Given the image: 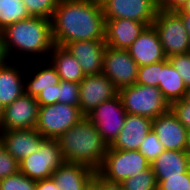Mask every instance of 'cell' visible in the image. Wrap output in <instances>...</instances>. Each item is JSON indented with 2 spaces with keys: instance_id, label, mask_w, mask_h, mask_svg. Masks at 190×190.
<instances>
[{
  "instance_id": "obj_25",
  "label": "cell",
  "mask_w": 190,
  "mask_h": 190,
  "mask_svg": "<svg viewBox=\"0 0 190 190\" xmlns=\"http://www.w3.org/2000/svg\"><path fill=\"white\" fill-rule=\"evenodd\" d=\"M158 88L164 99L171 105L181 100L187 91L182 77L170 63L168 58L162 61L161 76Z\"/></svg>"
},
{
  "instance_id": "obj_18",
  "label": "cell",
  "mask_w": 190,
  "mask_h": 190,
  "mask_svg": "<svg viewBox=\"0 0 190 190\" xmlns=\"http://www.w3.org/2000/svg\"><path fill=\"white\" fill-rule=\"evenodd\" d=\"M26 63L8 61L0 68V105L4 108L25 93Z\"/></svg>"
},
{
  "instance_id": "obj_23",
  "label": "cell",
  "mask_w": 190,
  "mask_h": 190,
  "mask_svg": "<svg viewBox=\"0 0 190 190\" xmlns=\"http://www.w3.org/2000/svg\"><path fill=\"white\" fill-rule=\"evenodd\" d=\"M150 166L158 183L161 179L186 173L190 169V160L185 151L164 150Z\"/></svg>"
},
{
  "instance_id": "obj_11",
  "label": "cell",
  "mask_w": 190,
  "mask_h": 190,
  "mask_svg": "<svg viewBox=\"0 0 190 190\" xmlns=\"http://www.w3.org/2000/svg\"><path fill=\"white\" fill-rule=\"evenodd\" d=\"M104 19L127 18L151 26L159 5L154 0H106L102 5Z\"/></svg>"
},
{
  "instance_id": "obj_8",
  "label": "cell",
  "mask_w": 190,
  "mask_h": 190,
  "mask_svg": "<svg viewBox=\"0 0 190 190\" xmlns=\"http://www.w3.org/2000/svg\"><path fill=\"white\" fill-rule=\"evenodd\" d=\"M64 163L57 139L44 138L39 149L19 162V171L38 181L51 177L52 173Z\"/></svg>"
},
{
  "instance_id": "obj_22",
  "label": "cell",
  "mask_w": 190,
  "mask_h": 190,
  "mask_svg": "<svg viewBox=\"0 0 190 190\" xmlns=\"http://www.w3.org/2000/svg\"><path fill=\"white\" fill-rule=\"evenodd\" d=\"M97 174L83 164L63 163L51 175L59 190H83Z\"/></svg>"
},
{
  "instance_id": "obj_17",
  "label": "cell",
  "mask_w": 190,
  "mask_h": 190,
  "mask_svg": "<svg viewBox=\"0 0 190 190\" xmlns=\"http://www.w3.org/2000/svg\"><path fill=\"white\" fill-rule=\"evenodd\" d=\"M127 50L139 67L167 59L159 36L152 25L146 27Z\"/></svg>"
},
{
  "instance_id": "obj_30",
  "label": "cell",
  "mask_w": 190,
  "mask_h": 190,
  "mask_svg": "<svg viewBox=\"0 0 190 190\" xmlns=\"http://www.w3.org/2000/svg\"><path fill=\"white\" fill-rule=\"evenodd\" d=\"M35 180L20 171L0 180V190H36Z\"/></svg>"
},
{
  "instance_id": "obj_4",
  "label": "cell",
  "mask_w": 190,
  "mask_h": 190,
  "mask_svg": "<svg viewBox=\"0 0 190 190\" xmlns=\"http://www.w3.org/2000/svg\"><path fill=\"white\" fill-rule=\"evenodd\" d=\"M118 95L128 114L154 119L170 109L158 87L134 84L120 89Z\"/></svg>"
},
{
  "instance_id": "obj_6",
  "label": "cell",
  "mask_w": 190,
  "mask_h": 190,
  "mask_svg": "<svg viewBox=\"0 0 190 190\" xmlns=\"http://www.w3.org/2000/svg\"><path fill=\"white\" fill-rule=\"evenodd\" d=\"M167 58L190 52V38L183 20L176 11L159 9L152 24Z\"/></svg>"
},
{
  "instance_id": "obj_3",
  "label": "cell",
  "mask_w": 190,
  "mask_h": 190,
  "mask_svg": "<svg viewBox=\"0 0 190 190\" xmlns=\"http://www.w3.org/2000/svg\"><path fill=\"white\" fill-rule=\"evenodd\" d=\"M57 140L65 163L83 164L96 172L101 168L109 148L86 116Z\"/></svg>"
},
{
  "instance_id": "obj_48",
  "label": "cell",
  "mask_w": 190,
  "mask_h": 190,
  "mask_svg": "<svg viewBox=\"0 0 190 190\" xmlns=\"http://www.w3.org/2000/svg\"><path fill=\"white\" fill-rule=\"evenodd\" d=\"M2 116H3V107L0 105V126L2 122Z\"/></svg>"
},
{
  "instance_id": "obj_15",
  "label": "cell",
  "mask_w": 190,
  "mask_h": 190,
  "mask_svg": "<svg viewBox=\"0 0 190 190\" xmlns=\"http://www.w3.org/2000/svg\"><path fill=\"white\" fill-rule=\"evenodd\" d=\"M65 48L77 59L85 76L102 74L105 40L74 41Z\"/></svg>"
},
{
  "instance_id": "obj_29",
  "label": "cell",
  "mask_w": 190,
  "mask_h": 190,
  "mask_svg": "<svg viewBox=\"0 0 190 190\" xmlns=\"http://www.w3.org/2000/svg\"><path fill=\"white\" fill-rule=\"evenodd\" d=\"M163 144L158 140V136L151 129L143 139L138 151L152 163L163 151Z\"/></svg>"
},
{
  "instance_id": "obj_16",
  "label": "cell",
  "mask_w": 190,
  "mask_h": 190,
  "mask_svg": "<svg viewBox=\"0 0 190 190\" xmlns=\"http://www.w3.org/2000/svg\"><path fill=\"white\" fill-rule=\"evenodd\" d=\"M43 139L35 128L1 130V145L18 162L36 152Z\"/></svg>"
},
{
  "instance_id": "obj_7",
  "label": "cell",
  "mask_w": 190,
  "mask_h": 190,
  "mask_svg": "<svg viewBox=\"0 0 190 190\" xmlns=\"http://www.w3.org/2000/svg\"><path fill=\"white\" fill-rule=\"evenodd\" d=\"M84 115L78 106L63 103L39 106L36 130L44 137L57 139Z\"/></svg>"
},
{
  "instance_id": "obj_12",
  "label": "cell",
  "mask_w": 190,
  "mask_h": 190,
  "mask_svg": "<svg viewBox=\"0 0 190 190\" xmlns=\"http://www.w3.org/2000/svg\"><path fill=\"white\" fill-rule=\"evenodd\" d=\"M79 84V108L84 116H87L102 102L111 100L118 95V90L113 82L103 73L86 75Z\"/></svg>"
},
{
  "instance_id": "obj_26",
  "label": "cell",
  "mask_w": 190,
  "mask_h": 190,
  "mask_svg": "<svg viewBox=\"0 0 190 190\" xmlns=\"http://www.w3.org/2000/svg\"><path fill=\"white\" fill-rule=\"evenodd\" d=\"M30 17L22 0H0V29Z\"/></svg>"
},
{
  "instance_id": "obj_46",
  "label": "cell",
  "mask_w": 190,
  "mask_h": 190,
  "mask_svg": "<svg viewBox=\"0 0 190 190\" xmlns=\"http://www.w3.org/2000/svg\"><path fill=\"white\" fill-rule=\"evenodd\" d=\"M182 100H183L185 103H187V104L190 105V89H187V91L185 92V94H184Z\"/></svg>"
},
{
  "instance_id": "obj_43",
  "label": "cell",
  "mask_w": 190,
  "mask_h": 190,
  "mask_svg": "<svg viewBox=\"0 0 190 190\" xmlns=\"http://www.w3.org/2000/svg\"><path fill=\"white\" fill-rule=\"evenodd\" d=\"M83 190H97V174L94 178L85 186Z\"/></svg>"
},
{
  "instance_id": "obj_49",
  "label": "cell",
  "mask_w": 190,
  "mask_h": 190,
  "mask_svg": "<svg viewBox=\"0 0 190 190\" xmlns=\"http://www.w3.org/2000/svg\"><path fill=\"white\" fill-rule=\"evenodd\" d=\"M158 5L160 4L161 0H154Z\"/></svg>"
},
{
  "instance_id": "obj_45",
  "label": "cell",
  "mask_w": 190,
  "mask_h": 190,
  "mask_svg": "<svg viewBox=\"0 0 190 190\" xmlns=\"http://www.w3.org/2000/svg\"><path fill=\"white\" fill-rule=\"evenodd\" d=\"M186 139H187V145H186L185 152L188 155L189 160H190V129L187 130V137H186Z\"/></svg>"
},
{
  "instance_id": "obj_20",
  "label": "cell",
  "mask_w": 190,
  "mask_h": 190,
  "mask_svg": "<svg viewBox=\"0 0 190 190\" xmlns=\"http://www.w3.org/2000/svg\"><path fill=\"white\" fill-rule=\"evenodd\" d=\"M152 120L127 113L122 130L109 147L118 150H138L143 139L152 129Z\"/></svg>"
},
{
  "instance_id": "obj_1",
  "label": "cell",
  "mask_w": 190,
  "mask_h": 190,
  "mask_svg": "<svg viewBox=\"0 0 190 190\" xmlns=\"http://www.w3.org/2000/svg\"><path fill=\"white\" fill-rule=\"evenodd\" d=\"M54 45L81 40H105L102 6L87 0H59L51 18Z\"/></svg>"
},
{
  "instance_id": "obj_40",
  "label": "cell",
  "mask_w": 190,
  "mask_h": 190,
  "mask_svg": "<svg viewBox=\"0 0 190 190\" xmlns=\"http://www.w3.org/2000/svg\"><path fill=\"white\" fill-rule=\"evenodd\" d=\"M97 190H122L119 184L104 181L97 175Z\"/></svg>"
},
{
  "instance_id": "obj_13",
  "label": "cell",
  "mask_w": 190,
  "mask_h": 190,
  "mask_svg": "<svg viewBox=\"0 0 190 190\" xmlns=\"http://www.w3.org/2000/svg\"><path fill=\"white\" fill-rule=\"evenodd\" d=\"M39 104L26 93L3 108L0 130L36 128Z\"/></svg>"
},
{
  "instance_id": "obj_32",
  "label": "cell",
  "mask_w": 190,
  "mask_h": 190,
  "mask_svg": "<svg viewBox=\"0 0 190 190\" xmlns=\"http://www.w3.org/2000/svg\"><path fill=\"white\" fill-rule=\"evenodd\" d=\"M79 90H80L79 83L60 80L58 103L79 107L80 104Z\"/></svg>"
},
{
  "instance_id": "obj_37",
  "label": "cell",
  "mask_w": 190,
  "mask_h": 190,
  "mask_svg": "<svg viewBox=\"0 0 190 190\" xmlns=\"http://www.w3.org/2000/svg\"><path fill=\"white\" fill-rule=\"evenodd\" d=\"M59 84L49 88H44L37 96L39 106L51 105L58 103Z\"/></svg>"
},
{
  "instance_id": "obj_31",
  "label": "cell",
  "mask_w": 190,
  "mask_h": 190,
  "mask_svg": "<svg viewBox=\"0 0 190 190\" xmlns=\"http://www.w3.org/2000/svg\"><path fill=\"white\" fill-rule=\"evenodd\" d=\"M161 69L162 61L139 67L136 84L158 87Z\"/></svg>"
},
{
  "instance_id": "obj_36",
  "label": "cell",
  "mask_w": 190,
  "mask_h": 190,
  "mask_svg": "<svg viewBox=\"0 0 190 190\" xmlns=\"http://www.w3.org/2000/svg\"><path fill=\"white\" fill-rule=\"evenodd\" d=\"M170 109L183 124V126L187 130L190 129V105L181 99L173 102L170 105Z\"/></svg>"
},
{
  "instance_id": "obj_39",
  "label": "cell",
  "mask_w": 190,
  "mask_h": 190,
  "mask_svg": "<svg viewBox=\"0 0 190 190\" xmlns=\"http://www.w3.org/2000/svg\"><path fill=\"white\" fill-rule=\"evenodd\" d=\"M36 190H59L52 177L38 180L36 182Z\"/></svg>"
},
{
  "instance_id": "obj_9",
  "label": "cell",
  "mask_w": 190,
  "mask_h": 190,
  "mask_svg": "<svg viewBox=\"0 0 190 190\" xmlns=\"http://www.w3.org/2000/svg\"><path fill=\"white\" fill-rule=\"evenodd\" d=\"M127 112L119 95L102 102L86 117L95 125L103 140L110 146L123 128Z\"/></svg>"
},
{
  "instance_id": "obj_2",
  "label": "cell",
  "mask_w": 190,
  "mask_h": 190,
  "mask_svg": "<svg viewBox=\"0 0 190 190\" xmlns=\"http://www.w3.org/2000/svg\"><path fill=\"white\" fill-rule=\"evenodd\" d=\"M1 36L10 61L47 60L54 46L51 19L44 17L30 16L13 23L2 30Z\"/></svg>"
},
{
  "instance_id": "obj_5",
  "label": "cell",
  "mask_w": 190,
  "mask_h": 190,
  "mask_svg": "<svg viewBox=\"0 0 190 190\" xmlns=\"http://www.w3.org/2000/svg\"><path fill=\"white\" fill-rule=\"evenodd\" d=\"M150 162L138 150L108 148L97 175L104 181L121 184L127 178L150 167Z\"/></svg>"
},
{
  "instance_id": "obj_47",
  "label": "cell",
  "mask_w": 190,
  "mask_h": 190,
  "mask_svg": "<svg viewBox=\"0 0 190 190\" xmlns=\"http://www.w3.org/2000/svg\"><path fill=\"white\" fill-rule=\"evenodd\" d=\"M91 3L102 5L106 0H87Z\"/></svg>"
},
{
  "instance_id": "obj_35",
  "label": "cell",
  "mask_w": 190,
  "mask_h": 190,
  "mask_svg": "<svg viewBox=\"0 0 190 190\" xmlns=\"http://www.w3.org/2000/svg\"><path fill=\"white\" fill-rule=\"evenodd\" d=\"M19 172V162L0 145V180Z\"/></svg>"
},
{
  "instance_id": "obj_21",
  "label": "cell",
  "mask_w": 190,
  "mask_h": 190,
  "mask_svg": "<svg viewBox=\"0 0 190 190\" xmlns=\"http://www.w3.org/2000/svg\"><path fill=\"white\" fill-rule=\"evenodd\" d=\"M31 62H26L27 65L25 70V93L37 98V96L44 88H49L53 85L59 84L61 79L55 67L48 59ZM30 68H32L33 70Z\"/></svg>"
},
{
  "instance_id": "obj_10",
  "label": "cell",
  "mask_w": 190,
  "mask_h": 190,
  "mask_svg": "<svg viewBox=\"0 0 190 190\" xmlns=\"http://www.w3.org/2000/svg\"><path fill=\"white\" fill-rule=\"evenodd\" d=\"M138 70L139 66L128 50L106 46L102 73L113 82L118 91L136 84Z\"/></svg>"
},
{
  "instance_id": "obj_14",
  "label": "cell",
  "mask_w": 190,
  "mask_h": 190,
  "mask_svg": "<svg viewBox=\"0 0 190 190\" xmlns=\"http://www.w3.org/2000/svg\"><path fill=\"white\" fill-rule=\"evenodd\" d=\"M152 130L165 150L185 151L187 129L171 109L152 120Z\"/></svg>"
},
{
  "instance_id": "obj_19",
  "label": "cell",
  "mask_w": 190,
  "mask_h": 190,
  "mask_svg": "<svg viewBox=\"0 0 190 190\" xmlns=\"http://www.w3.org/2000/svg\"><path fill=\"white\" fill-rule=\"evenodd\" d=\"M147 26L127 18L105 19V43L114 49L127 50Z\"/></svg>"
},
{
  "instance_id": "obj_44",
  "label": "cell",
  "mask_w": 190,
  "mask_h": 190,
  "mask_svg": "<svg viewBox=\"0 0 190 190\" xmlns=\"http://www.w3.org/2000/svg\"><path fill=\"white\" fill-rule=\"evenodd\" d=\"M177 13H189L190 14V0H187L182 7L176 11Z\"/></svg>"
},
{
  "instance_id": "obj_27",
  "label": "cell",
  "mask_w": 190,
  "mask_h": 190,
  "mask_svg": "<svg viewBox=\"0 0 190 190\" xmlns=\"http://www.w3.org/2000/svg\"><path fill=\"white\" fill-rule=\"evenodd\" d=\"M119 185L122 190H153L157 188V180L150 166Z\"/></svg>"
},
{
  "instance_id": "obj_24",
  "label": "cell",
  "mask_w": 190,
  "mask_h": 190,
  "mask_svg": "<svg viewBox=\"0 0 190 190\" xmlns=\"http://www.w3.org/2000/svg\"><path fill=\"white\" fill-rule=\"evenodd\" d=\"M48 60L61 80L80 83L85 78L77 59L65 47L54 45Z\"/></svg>"
},
{
  "instance_id": "obj_42",
  "label": "cell",
  "mask_w": 190,
  "mask_h": 190,
  "mask_svg": "<svg viewBox=\"0 0 190 190\" xmlns=\"http://www.w3.org/2000/svg\"><path fill=\"white\" fill-rule=\"evenodd\" d=\"M183 20L184 26L190 38V14L189 13H178Z\"/></svg>"
},
{
  "instance_id": "obj_28",
  "label": "cell",
  "mask_w": 190,
  "mask_h": 190,
  "mask_svg": "<svg viewBox=\"0 0 190 190\" xmlns=\"http://www.w3.org/2000/svg\"><path fill=\"white\" fill-rule=\"evenodd\" d=\"M59 0H22L30 16L51 19Z\"/></svg>"
},
{
  "instance_id": "obj_38",
  "label": "cell",
  "mask_w": 190,
  "mask_h": 190,
  "mask_svg": "<svg viewBox=\"0 0 190 190\" xmlns=\"http://www.w3.org/2000/svg\"><path fill=\"white\" fill-rule=\"evenodd\" d=\"M187 0H161L159 9L178 11Z\"/></svg>"
},
{
  "instance_id": "obj_41",
  "label": "cell",
  "mask_w": 190,
  "mask_h": 190,
  "mask_svg": "<svg viewBox=\"0 0 190 190\" xmlns=\"http://www.w3.org/2000/svg\"><path fill=\"white\" fill-rule=\"evenodd\" d=\"M8 61L9 58L6 54L5 47L3 45L2 36L0 34V68L3 67Z\"/></svg>"
},
{
  "instance_id": "obj_33",
  "label": "cell",
  "mask_w": 190,
  "mask_h": 190,
  "mask_svg": "<svg viewBox=\"0 0 190 190\" xmlns=\"http://www.w3.org/2000/svg\"><path fill=\"white\" fill-rule=\"evenodd\" d=\"M158 190H190V169L180 176L167 177L157 183Z\"/></svg>"
},
{
  "instance_id": "obj_34",
  "label": "cell",
  "mask_w": 190,
  "mask_h": 190,
  "mask_svg": "<svg viewBox=\"0 0 190 190\" xmlns=\"http://www.w3.org/2000/svg\"><path fill=\"white\" fill-rule=\"evenodd\" d=\"M168 60L182 77L187 89H190V52L172 55Z\"/></svg>"
}]
</instances>
